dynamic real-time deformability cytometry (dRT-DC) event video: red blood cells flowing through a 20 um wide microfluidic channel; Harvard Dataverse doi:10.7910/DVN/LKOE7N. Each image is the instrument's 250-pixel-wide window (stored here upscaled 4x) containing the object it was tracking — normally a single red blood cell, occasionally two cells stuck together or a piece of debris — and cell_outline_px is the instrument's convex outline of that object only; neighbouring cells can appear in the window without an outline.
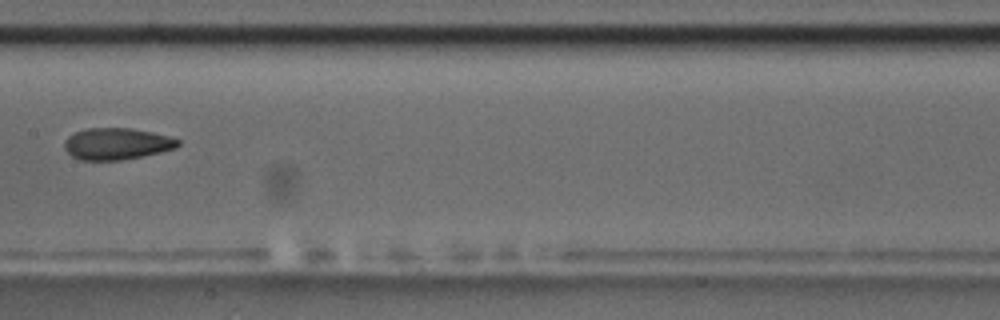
{"species": "common noctule bat (a hibernating species)", "species_latin": "Nyctalus noctula", "temperature_condition": "room temperature", "stored_images_in_passage": 6, "camera_frame_rate_fps": 3000, "um_per_image_px": 0.085, "animal": {"sex": "male", "body_mass_g": 17.5, "forearm_length_mm": 52.3}, "frame": {"image": 1, "passage_image": 6, "time_ms": 5.667, "image_size_px": [1000, 320], "cell_outline_px": [[180, 144], [176, 148], [144, 156], [120, 160], [80, 160], [72, 156], [64, 148], [64, 140], [68, 136], [76, 132], [88, 128], [128, 128], [152, 132], [168, 136], [180, 140]], "centroid_in_image_um": [9.92, 12.22], "position_along_channel_um": 197.5, "area_um2": 20.92}}